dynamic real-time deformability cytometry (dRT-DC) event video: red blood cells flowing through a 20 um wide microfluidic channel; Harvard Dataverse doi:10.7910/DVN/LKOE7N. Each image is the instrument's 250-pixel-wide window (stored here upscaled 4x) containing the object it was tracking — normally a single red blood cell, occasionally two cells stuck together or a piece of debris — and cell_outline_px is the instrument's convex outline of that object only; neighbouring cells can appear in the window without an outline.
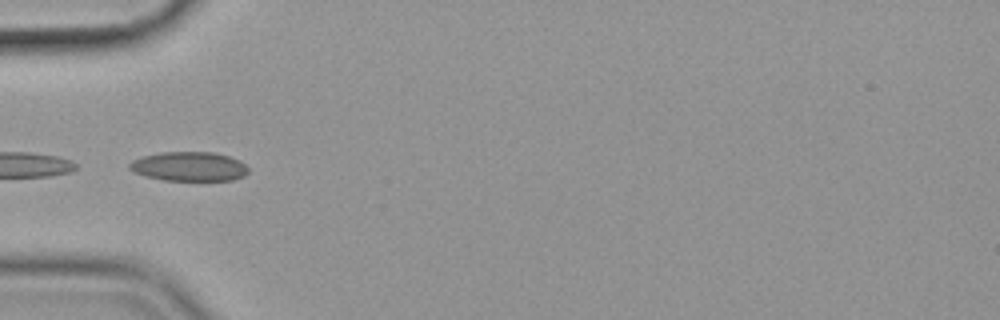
{"species": "common noctule bat (a hibernating species)", "species_latin": "Nyctalus noctula", "temperature_condition": "cold", "stored_images_in_passage": 35, "camera_frame_rate_fps": 3000, "um_per_image_px": 0.085, "animal": {"sex": "female", "body_mass_g": 19.9}, "frame": {"image": 1, "passage_image": 1, "time_ms": 0.0, "image_size_px": [1000, 320], "cell_outline_px": [[248, 172], [244, 176], [232, 180], [164, 180], [144, 176], [128, 168], [128, 164], [132, 160], [144, 156], [160, 152], [212, 152], [228, 156], [240, 160], [248, 168]], "centroid_in_image_um": [16.07, 14.15], "position_along_channel_um": 68.9, "area_um2": 20.23}}
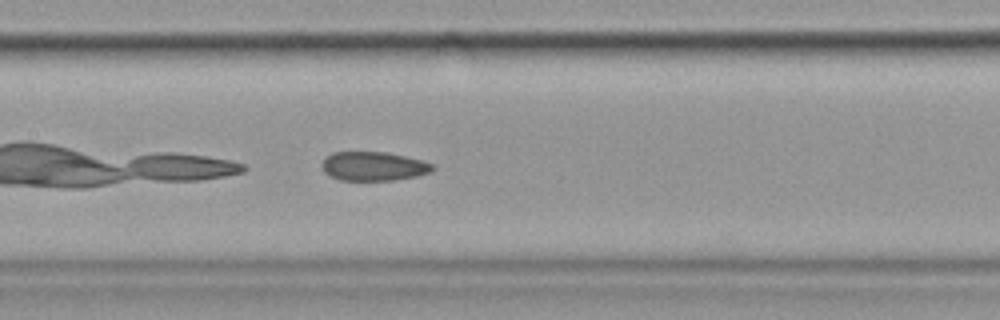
{"frame": {"image": 2, "passage_image": 10, "time_ms": 3.0, "image_size_px": [1000, 320], "cell_outline_px": [[436, 168], [432, 172], [416, 176], [392, 180], [340, 180], [324, 172], [324, 160], [332, 152], [384, 152], [424, 160], [432, 164]], "centroid_in_image_um": [31.81, 14.13], "position_along_channel_um": 175.6, "area_um2": 18.5}}
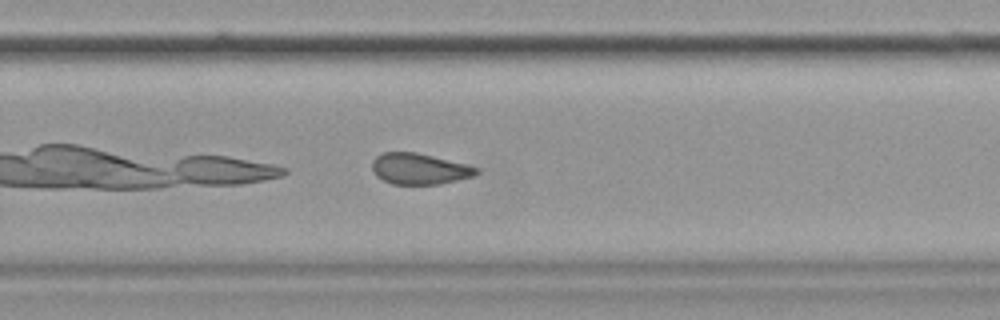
{"frame": {"image": 3, "passage_image": 20, "time_ms": 6.333, "image_size_px": [1000, 320], "cell_outline_px": [[480, 172], [472, 176], [440, 184], [392, 184], [376, 176], [372, 168], [372, 160], [380, 152], [416, 152], [468, 164], [476, 168]], "centroid_in_image_um": [35.62, 14.34], "position_along_channel_um": 294.2, "area_um2": 18.84}, "authors_computed_cell_mechanics": {"area_um2": 19.4786, "velocity_mm_per_s": 3.5766, "shape_relaxation_time_tau1_ms": null, "shape_relaxation_time_tau2_ms": 3.6045, "deformation_change_tau1": null, "deformation_change_tau2": 0.104}}